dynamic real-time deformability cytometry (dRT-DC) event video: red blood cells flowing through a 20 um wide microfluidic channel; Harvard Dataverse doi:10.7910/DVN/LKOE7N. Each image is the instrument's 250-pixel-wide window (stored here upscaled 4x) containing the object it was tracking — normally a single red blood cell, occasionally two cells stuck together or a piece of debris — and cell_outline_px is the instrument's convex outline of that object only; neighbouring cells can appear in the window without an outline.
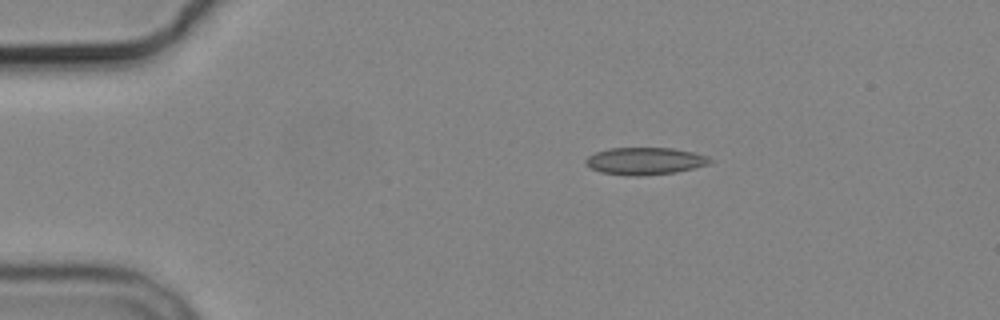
{"species": "common noctule bat (a hibernating species)", "species_latin": "Nyctalus noctula", "temperature_condition": "cold", "stored_images_in_passage": 5, "camera_frame_rate_fps": 3000, "um_per_image_px": 0.085, "animal": {"sex": "male", "body_mass_g": 19.2, "forearm_length_mm": 51.8}, "frame": {"image": 1, "passage_image": 3, "time_ms": 3.333, "image_size_px": [1000, 320], "cell_outline_px": [[712, 160], [708, 164], [676, 172], [640, 176], [632, 176], [600, 172], [592, 168], [584, 160], [588, 156], [596, 152], [608, 148], [672, 148], [692, 152], [708, 156]], "centroid_in_image_um": [54.81, 13.68], "position_along_channel_um": 30.2, "area_um2": 19.54}}